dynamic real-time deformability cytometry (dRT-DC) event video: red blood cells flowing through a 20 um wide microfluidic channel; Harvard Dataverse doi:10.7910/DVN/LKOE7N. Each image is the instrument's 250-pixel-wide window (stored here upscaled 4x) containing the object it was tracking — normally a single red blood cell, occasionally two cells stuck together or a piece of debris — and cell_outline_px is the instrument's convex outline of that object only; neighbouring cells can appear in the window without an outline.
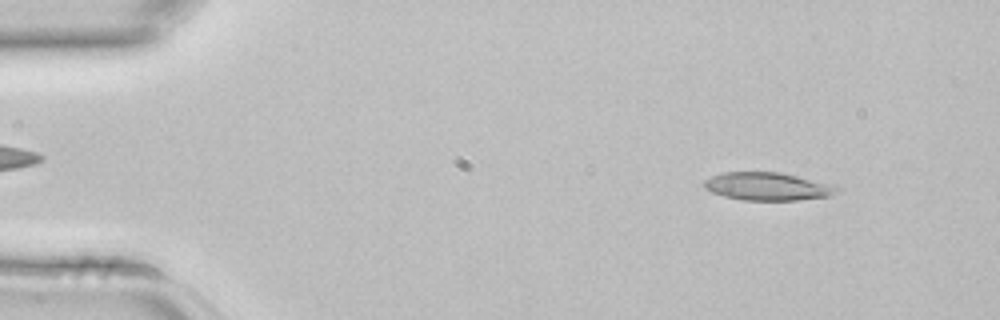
{"species": "common noctule bat (a hibernating species)", "species_latin": "Nyctalus noctula", "temperature_condition": "room temperature", "stored_images_in_passage": 2, "camera_frame_rate_fps": 3000, "um_per_image_px": 0.085, "animal": {"sex": "female", "body_mass_g": 22.7, "forearm_length_mm": 54.2}, "frame": {"image": 1, "passage_image": 1, "time_ms": 0.0, "image_size_px": [1000, 320], "cell_outline_px": [[840, 192], [832, 196], [800, 200], [740, 200], [724, 196], [712, 192], [704, 188], [704, 180], [712, 176], [724, 172], [780, 172], [832, 184], [840, 188]], "centroid_in_image_um": [65.29, 15.85], "position_along_channel_um": 19.7, "area_um2": 21.79}}
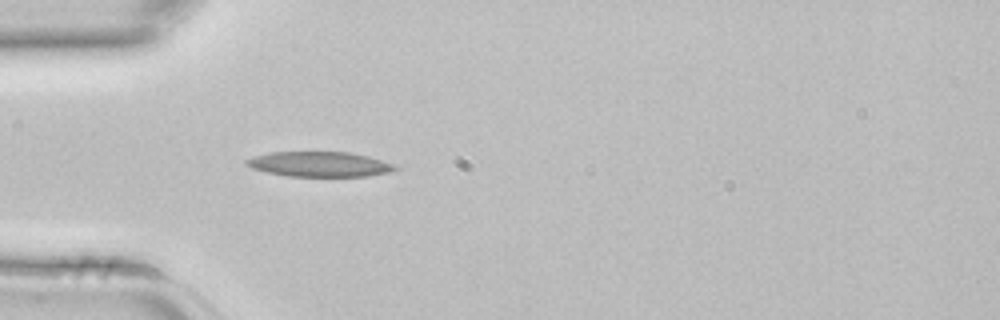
{"frame": {"image": 2, "passage_image": 2, "time_ms": 0.333, "image_size_px": [1000, 320], "cell_outline_px": [[400, 168], [388, 172], [368, 176], [288, 176], [268, 172], [252, 168], [244, 164], [244, 160], [256, 156], [272, 152], [348, 152], [368, 156], [392, 164]], "centroid_in_image_um": [27.14, 13.96], "position_along_channel_um": 57.9, "area_um2": 21.44}}